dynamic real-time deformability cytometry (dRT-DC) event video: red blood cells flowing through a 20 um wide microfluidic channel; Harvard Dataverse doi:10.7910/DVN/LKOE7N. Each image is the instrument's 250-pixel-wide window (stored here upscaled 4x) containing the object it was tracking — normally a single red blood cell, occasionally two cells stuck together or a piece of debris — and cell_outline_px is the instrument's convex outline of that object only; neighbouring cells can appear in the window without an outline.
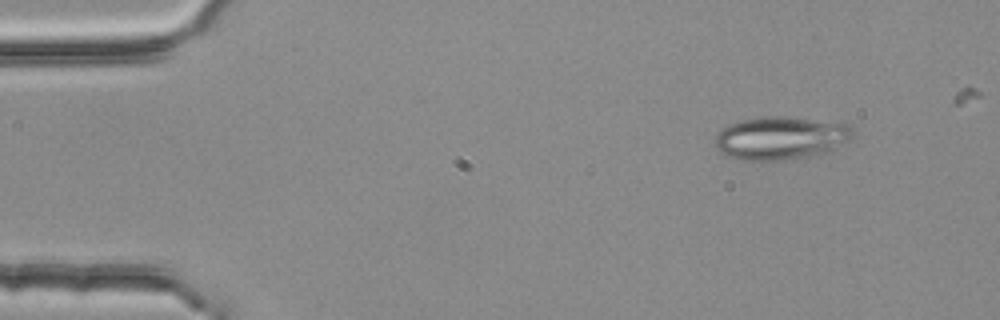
{"species": "common noctule bat (a hibernating species)", "species_latin": "Nyctalus noctula", "temperature_condition": "room temperature", "stored_images_in_passage": 4, "camera_frame_rate_fps": 3000, "um_per_image_px": 0.085, "animal": {"sex": "female", "body_mass_g": 25.1}, "frame": {"image": 1, "passage_image": 1, "time_ms": 0.0, "image_size_px": [1000, 320], "cell_outline_px": [[856, 136], [836, 148], [824, 152], [776, 160], [740, 160], [724, 156], [712, 144], [716, 136], [728, 124], [744, 120], [768, 116], [788, 116], [848, 124], [856, 132]], "centroid_in_image_um": [66.34, 11.72], "position_along_channel_um": 18.7, "area_um2": 34.45}}